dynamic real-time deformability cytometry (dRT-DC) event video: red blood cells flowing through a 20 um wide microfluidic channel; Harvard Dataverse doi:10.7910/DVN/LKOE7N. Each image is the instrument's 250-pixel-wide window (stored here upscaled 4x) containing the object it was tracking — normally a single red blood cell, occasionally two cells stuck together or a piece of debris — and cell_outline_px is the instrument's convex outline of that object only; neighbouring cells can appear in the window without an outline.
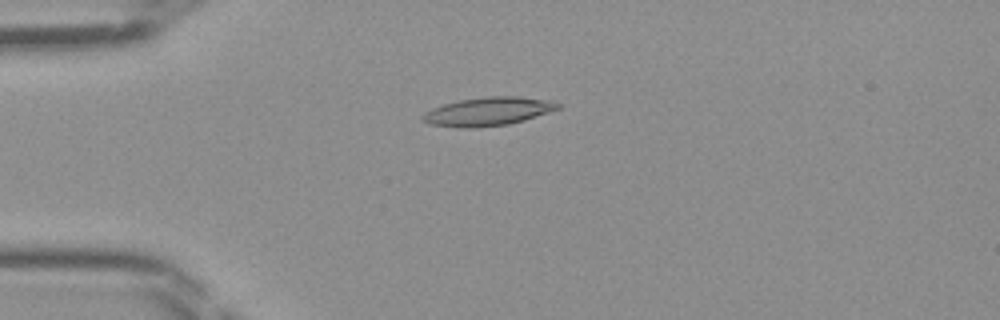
{"species": "Egyptian fruit bat (a non-hibernating species)", "species_latin": "Rousettus aegyptiacus", "temperature_condition": "room temperature", "stored_images_in_passage": 38, "camera_frame_rate_fps": 3000, "um_per_image_px": 0.085, "frame": {"image": 1, "passage_image": 4, "time_ms": 1.0, "image_size_px": [1000, 320], "cell_outline_px": [[560, 108], [524, 120], [508, 124], [476, 128], [460, 128], [428, 124], [420, 120], [420, 116], [424, 112], [432, 108], [444, 104], [460, 100], [488, 96], [516, 96], [556, 100], [560, 104]], "centroid_in_image_um": [41.46, 9.47], "position_along_channel_um": 43.5, "area_um2": 22.72}}
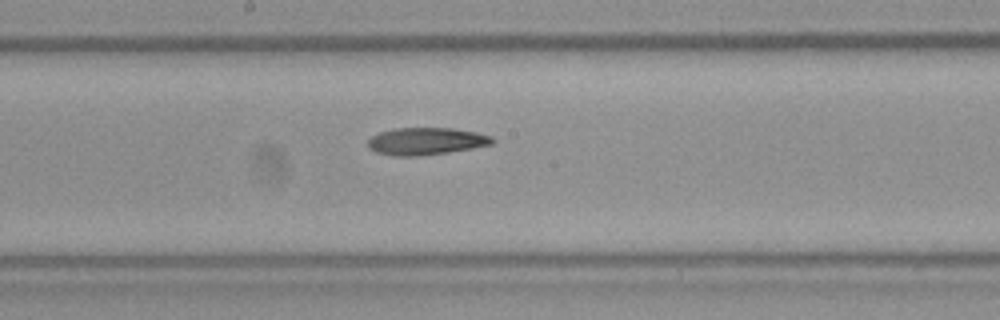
{"frame": {"image": 2, "passage_image": 17, "time_ms": 5.333, "image_size_px": [1000, 320], "cell_outline_px": [[496, 140], [492, 144], [472, 148], [448, 152], [416, 156], [392, 156], [376, 152], [368, 148], [368, 140], [372, 136], [380, 132], [396, 128], [452, 128], [476, 132], [492, 136]], "centroid_in_image_um": [36.21, 12.0], "position_along_channel_um": 212.0, "area_um2": 19.77}}
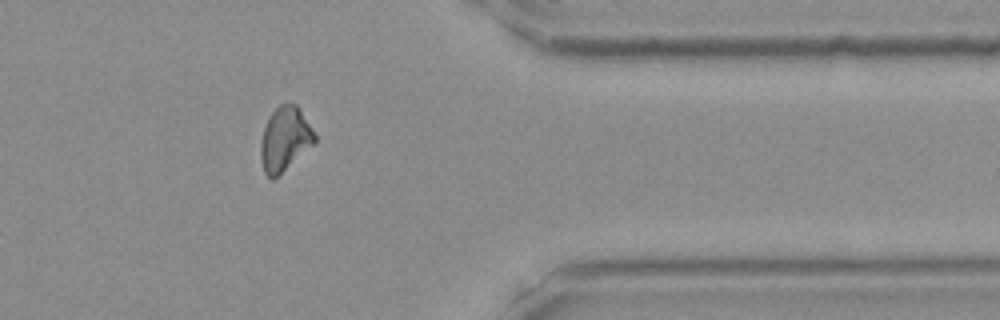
{"frame": {"image": 3, "passage_image": 30, "time_ms": 9.667, "image_size_px": [1000, 320], "cell_outline_px": [[316, 140], [312, 144], [272, 180], [264, 172], [260, 160], [260, 144], [264, 128], [268, 116], [280, 104], [296, 104], [316, 136]], "centroid_in_image_um": [24.16, 11.81], "position_along_channel_um": 387.2, "area_um2": 19.54}}